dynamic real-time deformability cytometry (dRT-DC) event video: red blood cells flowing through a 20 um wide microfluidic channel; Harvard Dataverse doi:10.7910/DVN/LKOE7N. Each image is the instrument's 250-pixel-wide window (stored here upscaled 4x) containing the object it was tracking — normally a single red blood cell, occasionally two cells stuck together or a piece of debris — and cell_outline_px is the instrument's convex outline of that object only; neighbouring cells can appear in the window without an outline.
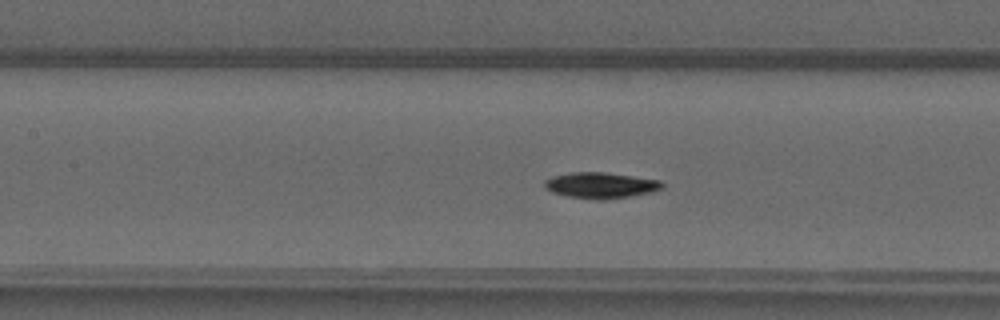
{"species": "common noctule bat (a hibernating species)", "species_latin": "Nyctalus noctula", "temperature_condition": "warm", "stored_images_in_passage": 48, "camera_frame_rate_fps": 3000, "um_per_image_px": 0.085, "animal": {"sex": "male", "forearm_length_mm": 52.5}, "frame": {"image": 1, "passage_image": 21, "time_ms": 6.667, "image_size_px": [1000, 320], "cell_outline_px": [[664, 188], [652, 192], [604, 200], [596, 200], [568, 196], [552, 192], [544, 188], [544, 180], [552, 176], [572, 172], [604, 172], [660, 180], [664, 184]], "centroid_in_image_um": [51.05, 15.75], "position_along_channel_um": 156.4, "area_um2": 17.8}}
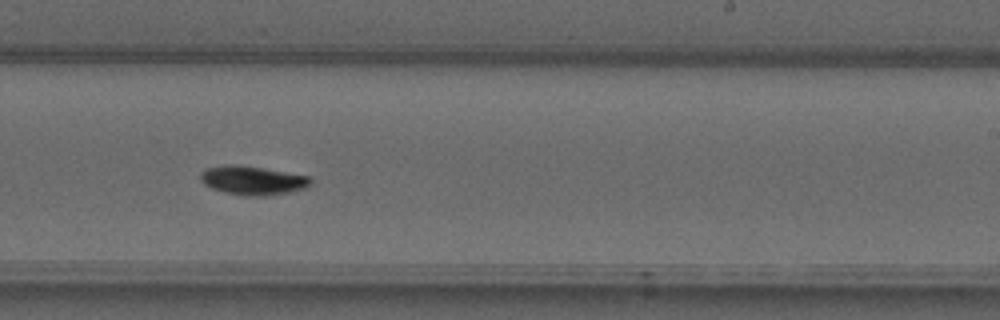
{"frame": {"image": 2, "passage_image": 29, "time_ms": 9.333, "image_size_px": [1000, 320], "cell_outline_px": [[312, 184], [304, 188], [292, 192], [268, 196], [244, 196], [224, 192], [212, 188], [204, 184], [200, 180], [200, 172], [208, 168], [228, 164], [236, 164], [308, 176], [312, 180]], "centroid_in_image_um": [21.47, 15.35], "position_along_channel_um": 267.5, "area_um2": 18.5}}
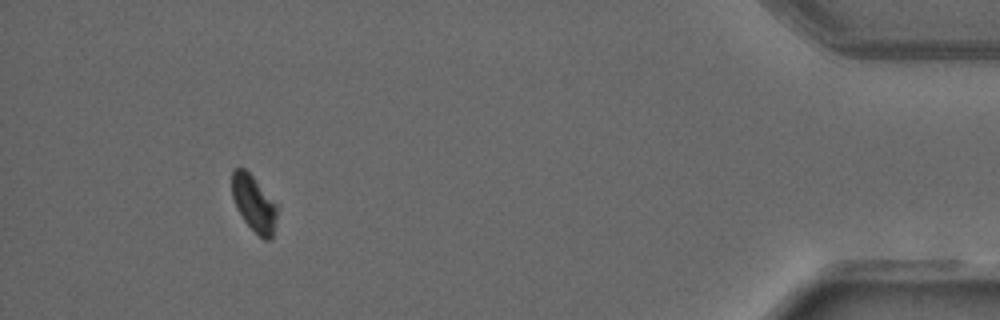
{"frame": {"image": 3, "passage_image": 44, "time_ms": 14.333, "image_size_px": [1000, 320], "cell_outline_px": [[280, 208], [272, 240], [264, 240], [244, 220], [236, 208], [232, 196], [232, 168], [244, 168], [280, 204]], "centroid_in_image_um": [21.65, 17.31], "position_along_channel_um": 413.5, "area_um2": 15.32}}